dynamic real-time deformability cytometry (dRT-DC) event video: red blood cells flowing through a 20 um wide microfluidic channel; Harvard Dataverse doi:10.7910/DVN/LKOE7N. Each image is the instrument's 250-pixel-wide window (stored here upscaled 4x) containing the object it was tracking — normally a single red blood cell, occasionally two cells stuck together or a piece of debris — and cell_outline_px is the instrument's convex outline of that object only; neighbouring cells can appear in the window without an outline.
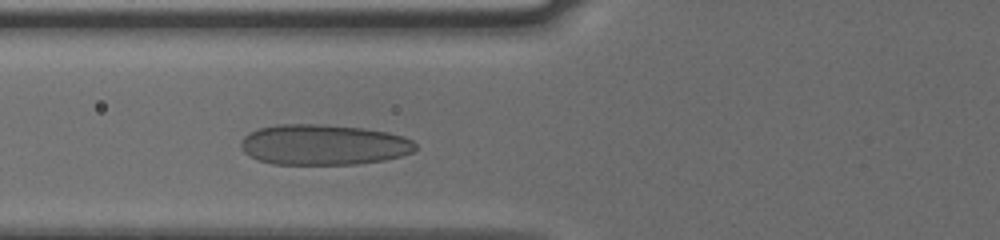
{"species": "human", "species_latin": "Homo sapiens", "temperature_condition": "cold", "stored_images_in_passage": 30, "camera_frame_rate_fps": 3000, "um_per_image_px": 0.085, "donor": {"sex": "male"}, "frame": {"image": 1, "passage_image": 6, "time_ms": 1.667, "image_size_px": [1000, 240], "cell_outline_px": [[416, 148], [412, 152], [400, 156], [384, 160], [356, 164], [272, 164], [256, 160], [244, 152], [240, 148], [240, 144], [244, 136], [248, 132], [260, 128], [276, 124], [316, 124], [360, 128], [388, 132], [404, 136], [412, 140], [416, 144]], "centroid_in_image_um": [27.46, 12.3], "position_along_channel_um": 98.3, "area_um2": 41.33}}
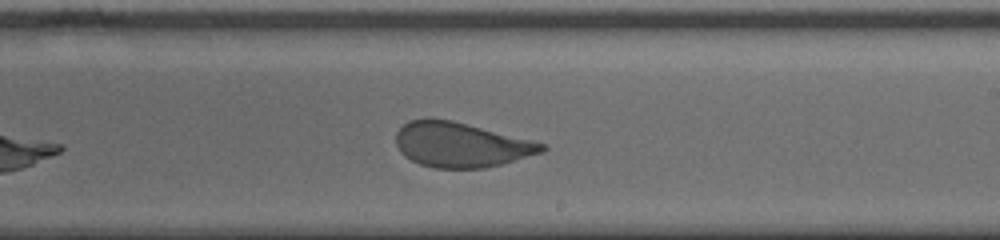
{"frame": {"image": 2, "passage_image": 18, "time_ms": 5.667, "image_size_px": [1000, 240], "cell_outline_px": [[548, 148], [544, 152], [500, 164], [484, 168], [436, 168], [420, 164], [404, 156], [400, 152], [396, 144], [396, 132], [408, 120], [428, 116], [452, 120], [532, 140], [544, 144]], "centroid_in_image_um": [39.14, 12.28], "position_along_channel_um": 249.9, "area_um2": 38.32}}
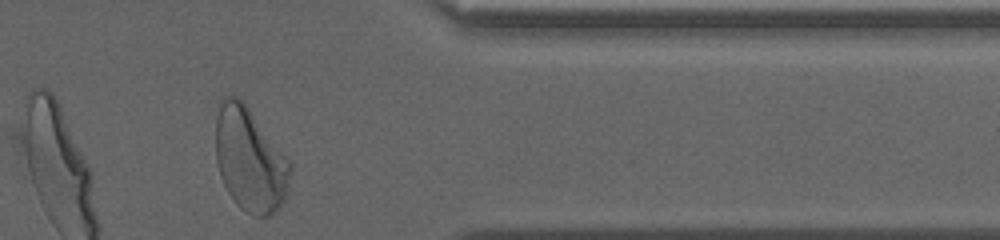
{"frame": {"image": 3, "passage_image": 30, "time_ms": 9.667, "image_size_px": [1000, 240], "cell_outline_px": [[292, 168], [284, 200], [268, 216], [252, 216], [240, 208], [236, 204], [228, 192], [220, 176], [216, 160], [216, 116], [220, 100], [224, 96], [236, 96], [244, 104], [292, 160]], "centroid_in_image_um": [21.24, 13.57], "position_along_channel_um": 390.2, "area_um2": 45.08}, "authors_computed_cell_mechanics": {"area_um2": 39.5063, "velocity_mm_per_s": 3.7739, "shape_relaxation_time_tau1_ms": 4.6095, "shape_relaxation_time_tau2_ms": null, "deformation_change_tau1": 0.1742, "deformation_change_tau2": null}}